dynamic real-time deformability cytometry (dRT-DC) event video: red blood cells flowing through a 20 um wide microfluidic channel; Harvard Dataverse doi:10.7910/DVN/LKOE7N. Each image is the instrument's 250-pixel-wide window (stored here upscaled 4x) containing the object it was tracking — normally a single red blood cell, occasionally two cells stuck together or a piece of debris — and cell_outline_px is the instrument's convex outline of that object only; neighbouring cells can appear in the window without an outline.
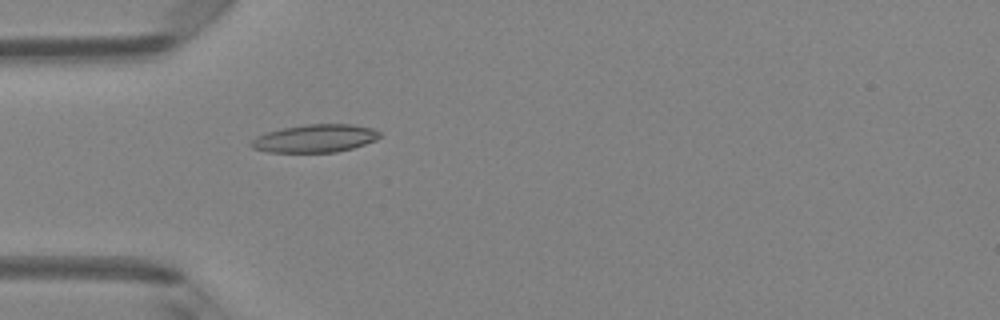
{"species": "Egyptian fruit bat (a non-hibernating species)", "species_latin": "Rousettus aegyptiacus", "temperature_condition": "room temperature", "stored_images_in_passage": 49, "camera_frame_rate_fps": 3000, "um_per_image_px": 0.085, "animal": {"sex": "female"}, "frame": {"image": 1, "passage_image": 15, "time_ms": 4.667, "image_size_px": [1000, 320], "cell_outline_px": [[380, 136], [376, 140], [352, 148], [336, 152], [268, 152], [252, 148], [248, 144], [256, 136], [268, 132], [284, 128], [304, 124], [352, 124], [372, 128], [380, 132]], "centroid_in_image_um": [26.77, 11.76], "position_along_channel_um": 58.2, "area_um2": 20.87}}
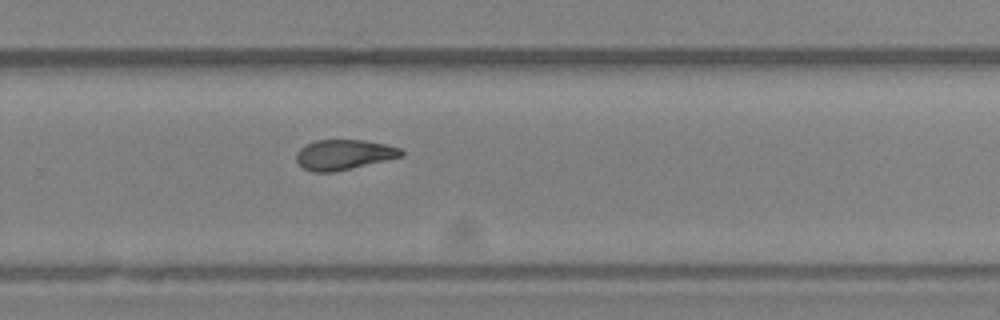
{"frame": {"image": 2, "passage_image": 33, "time_ms": 10.667, "image_size_px": [1000, 320], "cell_outline_px": [[404, 152], [400, 156], [384, 160], [332, 172], [312, 172], [304, 168], [296, 160], [296, 152], [300, 148], [316, 140], [364, 140], [388, 144], [400, 148]], "centroid_in_image_um": [29.2, 13.13], "position_along_channel_um": 300.6, "area_um2": 18.09}}
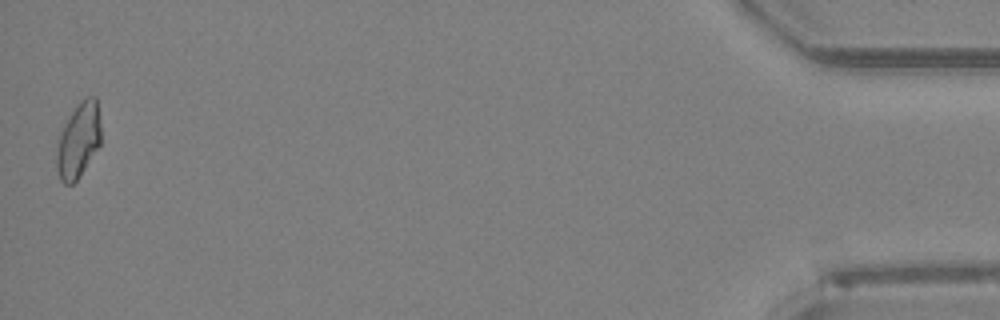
{"frame": {"image": 3, "passage_image": 49, "time_ms": 16.0, "image_size_px": [1000, 320], "cell_outline_px": [[100, 144], [76, 180], [72, 184], [64, 184], [60, 180], [56, 168], [56, 140], [64, 124], [76, 104], [84, 96], [96, 96], [100, 120]], "centroid_in_image_um": [6.64, 11.88], "position_along_channel_um": 428.6, "area_um2": 19.54}, "authors_computed_cell_mechanics": {"area_um2": 19.1896, "velocity_mm_per_s": 4.1156, "shape_relaxation_time_tau1_ms": null, "shape_relaxation_time_tau2_ms": 3.0307, "deformation_change_tau1": null, "deformation_change_tau2": 0.099}}